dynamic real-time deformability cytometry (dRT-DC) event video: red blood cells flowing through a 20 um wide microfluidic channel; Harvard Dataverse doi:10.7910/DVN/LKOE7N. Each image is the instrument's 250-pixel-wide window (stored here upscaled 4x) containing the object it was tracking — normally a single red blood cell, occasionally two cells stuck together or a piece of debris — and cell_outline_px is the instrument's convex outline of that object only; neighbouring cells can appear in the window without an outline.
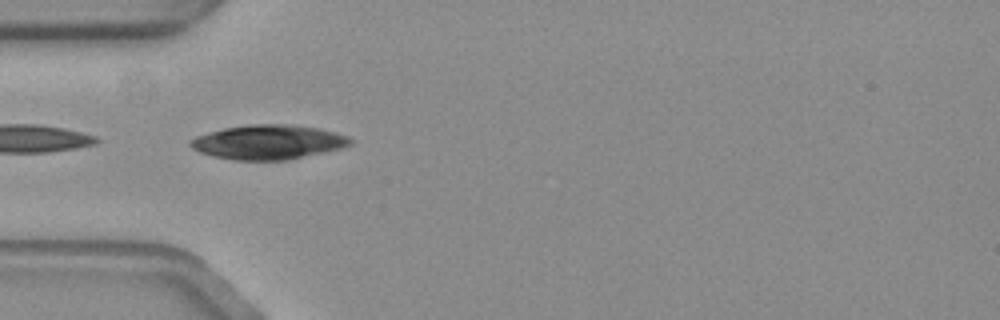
{"species": "common noctule bat (a hibernating species)", "species_latin": "Nyctalus noctula", "temperature_condition": "warm", "stored_images_in_passage": 37, "camera_frame_rate_fps": 3000, "um_per_image_px": 0.085, "animal": {"sex": "female", "body_mass_g": 19.3, "forearm_length_mm": 54.1}, "frame": {"image": 1, "passage_image": 1, "time_ms": 0.0, "image_size_px": [1000, 320], "cell_outline_px": [[352, 144], [340, 148], [324, 152], [288, 160], [232, 160], [212, 156], [200, 152], [192, 148], [188, 144], [188, 140], [196, 136], [208, 132], [224, 128], [248, 124], [288, 124], [316, 128], [348, 136], [352, 140]], "centroid_in_image_um": [22.74, 12.08], "position_along_channel_um": 62.3, "area_um2": 32.08}}